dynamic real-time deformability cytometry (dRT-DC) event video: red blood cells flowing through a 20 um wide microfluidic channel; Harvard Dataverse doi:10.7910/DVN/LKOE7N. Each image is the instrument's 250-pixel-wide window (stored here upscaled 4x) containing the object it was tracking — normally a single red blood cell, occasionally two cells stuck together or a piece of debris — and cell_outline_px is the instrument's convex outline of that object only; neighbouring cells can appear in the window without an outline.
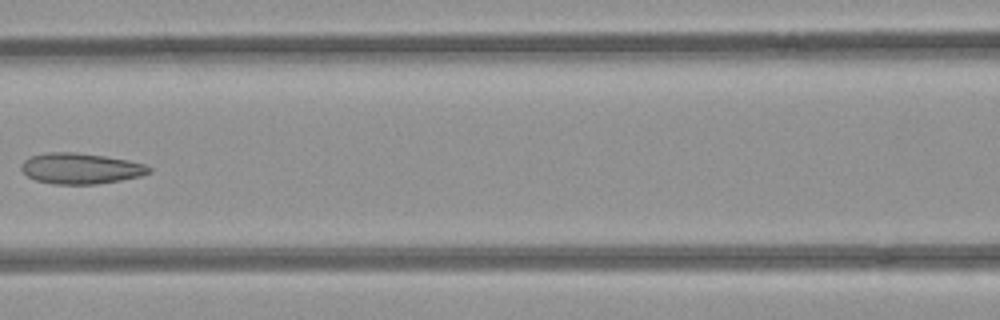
{"species": "common noctule bat (a hibernating species)", "species_latin": "Nyctalus noctula", "temperature_condition": "room temperature", "stored_images_in_passage": 9, "camera_frame_rate_fps": 3000, "um_per_image_px": 0.085, "animal": {"sex": "female", "body_mass_g": 21.9}, "frame": {"image": 1, "passage_image": 7, "time_ms": 2.0, "image_size_px": [1000, 320], "cell_outline_px": [[152, 172], [140, 176], [120, 180], [96, 184], [52, 184], [36, 180], [28, 176], [20, 168], [20, 164], [24, 160], [32, 156], [48, 152], [76, 152], [104, 156], [128, 160], [144, 164], [152, 168]], "centroid_in_image_um": [6.85, 14.32], "position_along_channel_um": 159.7, "area_um2": 22.89}}
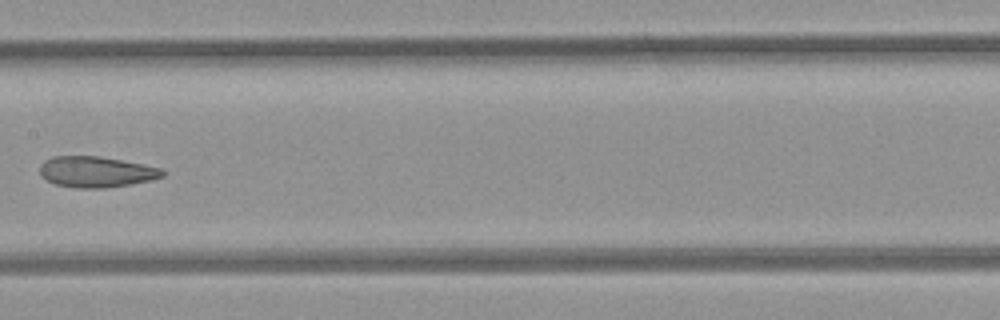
{"frame": {"image": 2, "passage_image": 8, "time_ms": 2.333, "image_size_px": [1000, 320], "cell_outline_px": [[164, 176], [152, 180], [108, 188], [72, 188], [56, 184], [40, 176], [40, 164], [44, 160], [52, 156], [100, 156], [160, 168], [164, 172]], "centroid_in_image_um": [8.13, 14.61], "position_along_channel_um": 199.3, "area_um2": 22.08}}
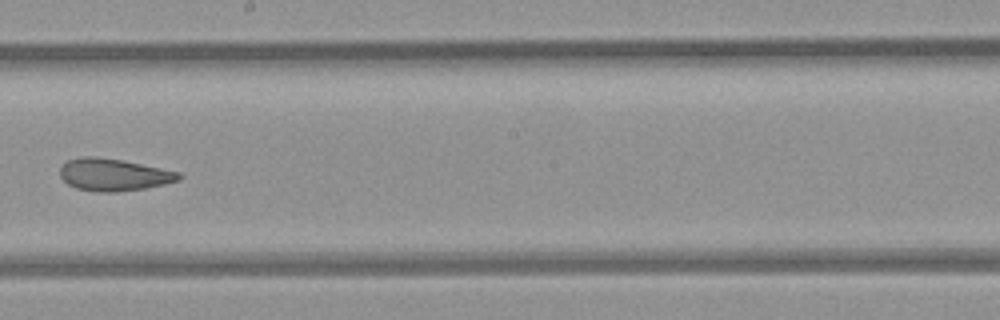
{"frame": {"image": 3, "passage_image": 9, "time_ms": 2.667, "image_size_px": [1000, 320], "cell_outline_px": [[184, 176], [180, 180], [164, 184], [144, 188], [116, 192], [96, 192], [76, 188], [68, 184], [60, 176], [60, 168], [68, 160], [84, 156], [96, 156], [120, 160], [180, 172]], "centroid_in_image_um": [9.67, 14.86], "position_along_channel_um": 238.5, "area_um2": 22.2}}